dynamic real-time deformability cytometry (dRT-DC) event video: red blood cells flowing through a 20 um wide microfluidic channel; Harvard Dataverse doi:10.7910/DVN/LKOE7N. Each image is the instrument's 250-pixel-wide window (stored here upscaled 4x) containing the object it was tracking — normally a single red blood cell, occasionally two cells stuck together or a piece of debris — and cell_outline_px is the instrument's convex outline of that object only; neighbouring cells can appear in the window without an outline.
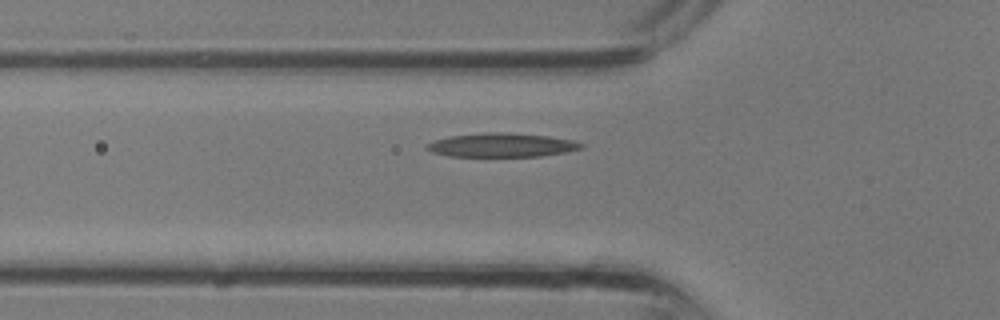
{"species": "common noctule bat (a hibernating species)", "species_latin": "Nyctalus noctula", "temperature_condition": "room temperature", "stored_images_in_passage": 24, "camera_frame_rate_fps": 3000, "um_per_image_px": 0.085, "animal": {"sex": "male", "body_mass_g": 13.3}, "frame": {"image": 1, "passage_image": 2, "time_ms": 0.333, "image_size_px": [1000, 320], "cell_outline_px": [[584, 148], [568, 152], [540, 156], [448, 156], [432, 152], [424, 148], [424, 144], [432, 140], [448, 136], [484, 132], [508, 132], [548, 136], [572, 140], [584, 144]], "centroid_in_image_um": [42.6, 12.32], "position_along_channel_um": 83.2, "area_um2": 21.79}}
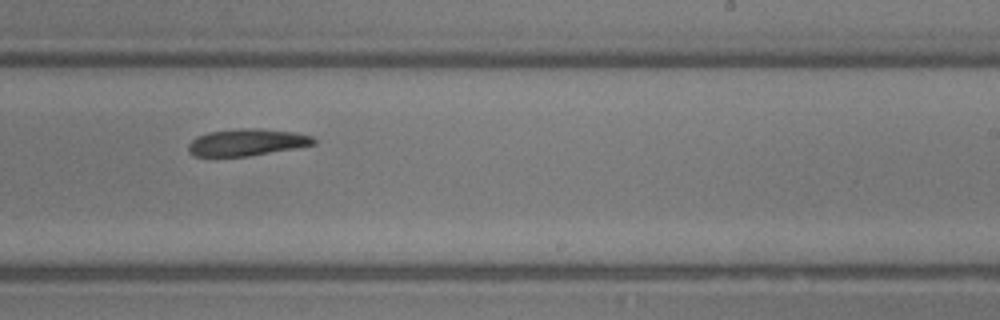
{"frame": {"image": 2, "passage_image": 11, "time_ms": 3.333, "image_size_px": [1000, 320], "cell_outline_px": [[316, 144], [296, 148], [248, 156], [196, 156], [188, 152], [188, 144], [196, 136], [208, 132], [244, 128], [260, 128], [292, 132], [312, 136], [316, 140]], "centroid_in_image_um": [20.98, 12.09], "position_along_channel_um": 268.0, "area_um2": 19.59}}
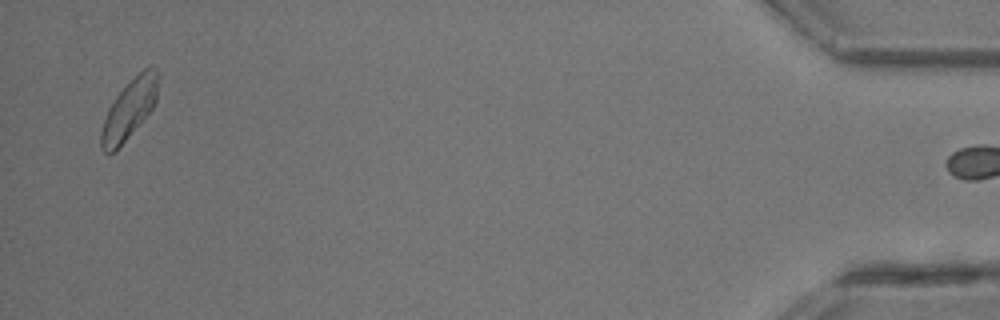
{"frame": {"image": 3, "passage_image": 23, "time_ms": 7.333, "image_size_px": [1000, 320], "cell_outline_px": [[160, 76], [156, 100], [152, 108], [116, 152], [108, 156], [104, 152], [100, 144], [100, 132], [108, 108], [116, 96], [148, 64], [152, 64], [160, 72]], "centroid_in_image_um": [11.0, 9.28], "position_along_channel_um": 424.2, "area_um2": 19.88}}